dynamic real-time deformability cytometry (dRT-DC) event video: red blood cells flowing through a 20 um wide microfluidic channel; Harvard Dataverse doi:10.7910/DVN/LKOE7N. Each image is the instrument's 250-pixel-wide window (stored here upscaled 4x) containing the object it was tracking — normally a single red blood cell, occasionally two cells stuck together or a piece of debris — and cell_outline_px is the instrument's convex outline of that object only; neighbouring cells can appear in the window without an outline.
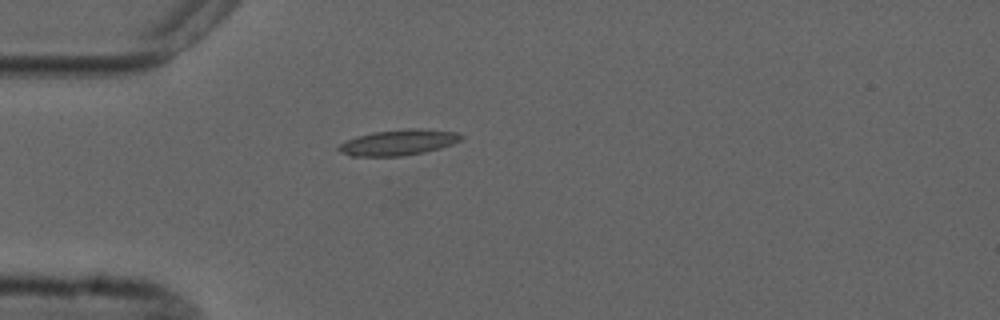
{"species": "common noctule bat (a hibernating species)", "species_latin": "Nyctalus noctula", "temperature_condition": "cold", "stored_images_in_passage": 1, "camera_frame_rate_fps": 3000, "um_per_image_px": 0.085, "animal": {"sex": "male", "forearm_length_mm": 52.5}, "frame": {"image": 1, "passage_image": 1, "time_ms": 0.0, "image_size_px": [1000, 320], "cell_outline_px": [[464, 136], [460, 140], [452, 144], [440, 148], [424, 152], [400, 156], [352, 156], [340, 152], [336, 148], [340, 144], [356, 136], [372, 132], [408, 128], [420, 128], [456, 132]], "centroid_in_image_um": [33.86, 12.1], "position_along_channel_um": 51.1, "area_um2": 18.32}}